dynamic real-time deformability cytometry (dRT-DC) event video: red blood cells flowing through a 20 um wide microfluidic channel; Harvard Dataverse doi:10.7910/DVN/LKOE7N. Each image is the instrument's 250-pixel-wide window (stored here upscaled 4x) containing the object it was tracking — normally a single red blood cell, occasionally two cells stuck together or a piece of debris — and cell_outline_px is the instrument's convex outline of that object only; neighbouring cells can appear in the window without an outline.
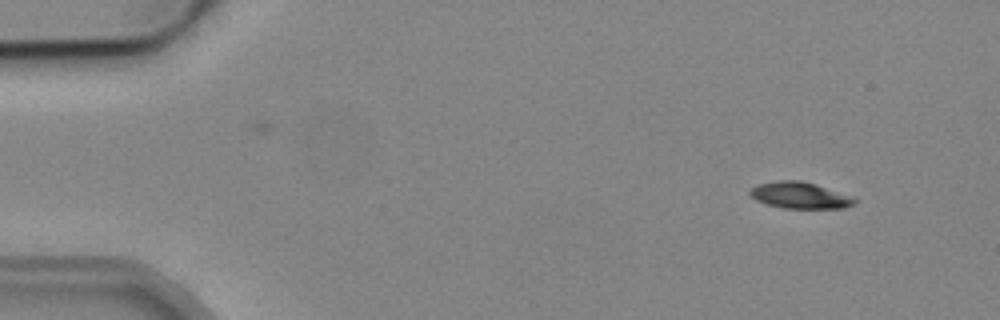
{"species": "common noctule bat (a hibernating species)", "species_latin": "Nyctalus noctula", "temperature_condition": "cold", "stored_images_in_passage": 6, "segment_of_instrument_passage": [2, 2], "camera_frame_rate_fps": 3000, "um_per_image_px": 0.085, "animal": {"sex": "male", "body_mass_g": 19.2, "forearm_length_mm": 51.8}, "frame": {"image": 1, "passage_image": 6, "time_ms": 6.667, "image_size_px": [1000, 320], "cell_outline_px": [[856, 200], [852, 204], [844, 208], [784, 208], [768, 204], [756, 200], [748, 192], [752, 188], [760, 184], [776, 180], [800, 180], [816, 184], [852, 196]], "centroid_in_image_um": [67.99, 16.59], "position_along_channel_um": 17.0, "area_um2": 15.9}}